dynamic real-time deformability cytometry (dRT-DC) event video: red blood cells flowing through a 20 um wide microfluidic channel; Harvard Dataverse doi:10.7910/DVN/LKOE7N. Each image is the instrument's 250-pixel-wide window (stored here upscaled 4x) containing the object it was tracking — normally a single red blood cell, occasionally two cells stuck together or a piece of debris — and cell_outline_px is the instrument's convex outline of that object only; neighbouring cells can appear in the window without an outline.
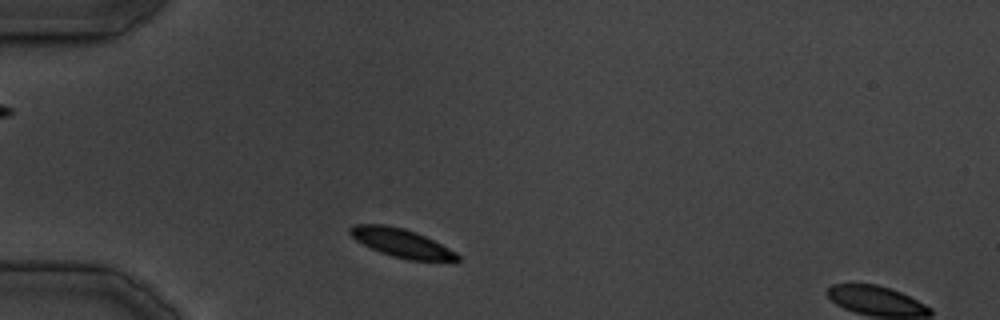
{"species": "common noctule bat (a hibernating species)", "species_latin": "Nyctalus noctula", "temperature_condition": "cold", "stored_images_in_passage": 4, "camera_frame_rate_fps": 3000, "um_per_image_px": 0.085, "animal": {"sex": "male", "body_mass_g": 19.5, "forearm_length_mm": 54.6}, "frame": {"image": 1, "passage_image": 2, "time_ms": 1.333, "image_size_px": [1000, 320], "cell_outline_px": [[460, 260], [408, 260], [392, 256], [380, 252], [356, 240], [348, 232], [348, 228], [356, 224], [384, 224], [404, 228], [416, 232], [456, 252], [460, 256]], "centroid_in_image_um": [34.08, 20.64], "position_along_channel_um": 50.9, "area_um2": 17.57}}